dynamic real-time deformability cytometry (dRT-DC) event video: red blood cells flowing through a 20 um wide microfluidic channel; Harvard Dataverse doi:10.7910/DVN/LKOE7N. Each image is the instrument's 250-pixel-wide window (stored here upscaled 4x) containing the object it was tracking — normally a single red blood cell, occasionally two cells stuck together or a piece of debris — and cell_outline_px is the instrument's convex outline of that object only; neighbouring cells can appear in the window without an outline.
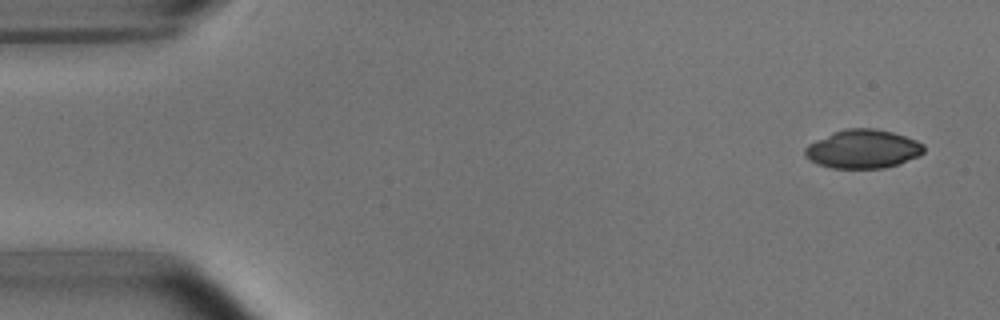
{"species": "common noctule bat (a hibernating species)", "species_latin": "Nyctalus noctula", "temperature_condition": "room temperature", "stored_images_in_passage": 9, "camera_frame_rate_fps": 3000, "um_per_image_px": 0.085, "animal": {"sex": "male", "body_mass_g": 15.6}, "frame": {"image": 1, "passage_image": 1, "time_ms": 0.0, "image_size_px": [1000, 320], "cell_outline_px": [[924, 152], [920, 156], [884, 168], [832, 168], [820, 164], [804, 156], [804, 148], [808, 144], [832, 132], [844, 128], [876, 128], [892, 132], [916, 140], [924, 144]], "centroid_in_image_um": [73.35, 12.65], "position_along_channel_um": 11.7, "area_um2": 26.76}}
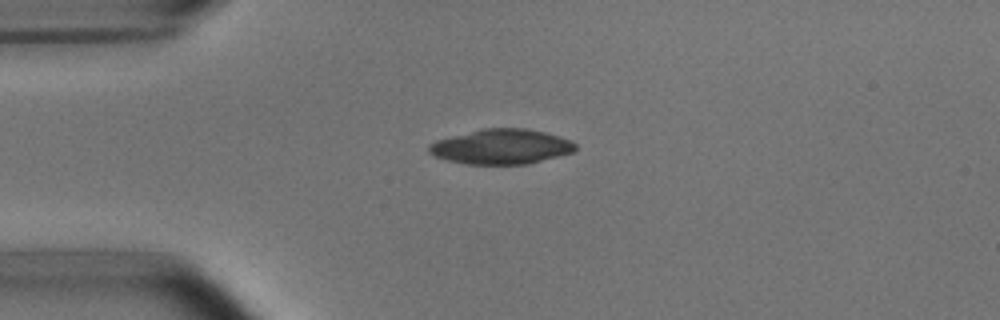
{"frame": {"image": 2, "passage_image": 4, "time_ms": 3.333, "image_size_px": [1000, 320], "cell_outline_px": [[576, 148], [572, 152], [528, 164], [468, 164], [448, 160], [436, 156], [428, 152], [428, 144], [436, 140], [484, 128], [524, 128], [544, 132], [572, 140], [576, 144]], "centroid_in_image_um": [42.61, 12.46], "position_along_channel_um": 42.4, "area_um2": 29.59}}